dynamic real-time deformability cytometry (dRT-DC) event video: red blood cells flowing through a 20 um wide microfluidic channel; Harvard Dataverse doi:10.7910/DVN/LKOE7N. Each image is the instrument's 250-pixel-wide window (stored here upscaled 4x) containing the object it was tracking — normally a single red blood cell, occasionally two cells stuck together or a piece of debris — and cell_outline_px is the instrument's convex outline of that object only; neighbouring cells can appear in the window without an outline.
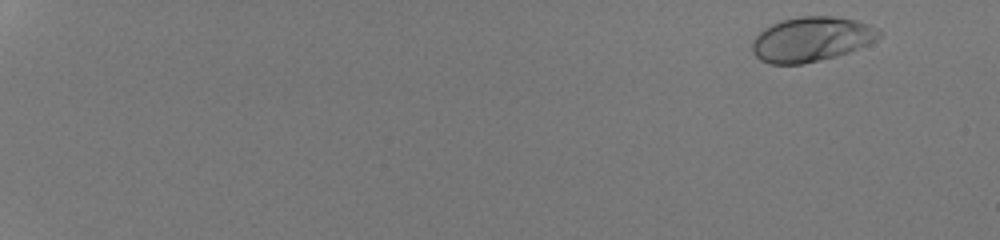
{"species": "human", "species_latin": "Homo sapiens", "temperature_condition": "room temperature", "stored_images_in_passage": 51, "camera_frame_rate_fps": 3000, "um_per_image_px": 0.085, "donor": {"sex": "male"}, "frame": {"image": 1, "passage_image": 3, "time_ms": 0.667, "image_size_px": [1000, 240], "cell_outline_px": [[884, 32], [876, 40], [848, 52], [836, 56], [820, 60], [800, 64], [772, 64], [760, 60], [752, 52], [752, 40], [764, 28], [780, 20], [800, 16], [832, 16], [856, 20], [868, 24]], "centroid_in_image_um": [68.95, 3.33], "position_along_channel_um": 16.0, "area_um2": 33.0}}
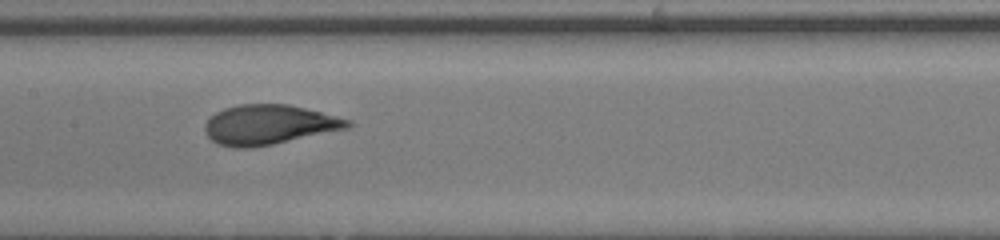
{"frame": {"image": 2, "passage_image": 30, "time_ms": 9.667, "image_size_px": [1000, 240], "cell_outline_px": [[352, 128], [252, 148], [236, 148], [216, 144], [204, 132], [204, 124], [216, 112], [224, 108], [240, 104], [288, 104], [352, 120]], "centroid_in_image_um": [22.87, 10.61], "position_along_channel_um": 184.5, "area_um2": 33.18}}
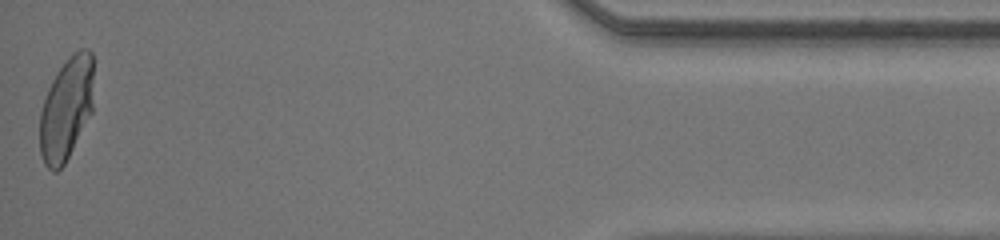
{"frame": {"image": 3, "passage_image": 51, "time_ms": 16.667, "image_size_px": [1000, 240], "cell_outline_px": [[92, 112], [64, 164], [56, 172], [52, 172], [44, 164], [40, 152], [40, 112], [48, 88], [52, 80], [68, 56], [72, 52], [80, 48], [88, 48], [92, 52]], "centroid_in_image_um": [5.63, 9.23], "position_along_channel_um": 429.6, "area_um2": 32.14}, "authors_computed_cell_mechanics": {"area_um2": 32.2524, "velocity_mm_per_s": 4.3327, "shape_relaxation_time_tau1_ms": 4.0586, "shape_relaxation_time_tau2_ms": null, "deformation_change_tau1": 0.202, "deformation_change_tau2": null}}